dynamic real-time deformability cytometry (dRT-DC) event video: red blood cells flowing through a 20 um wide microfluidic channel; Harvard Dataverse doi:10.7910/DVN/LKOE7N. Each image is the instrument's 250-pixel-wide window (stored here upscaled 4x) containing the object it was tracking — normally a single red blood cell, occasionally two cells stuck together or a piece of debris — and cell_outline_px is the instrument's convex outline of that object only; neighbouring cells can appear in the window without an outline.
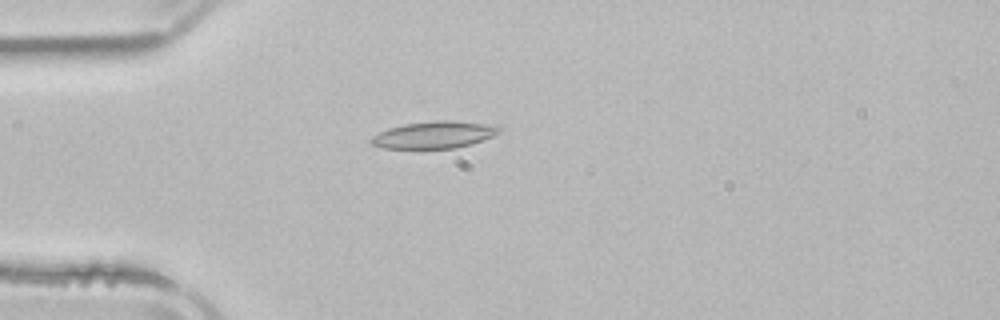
{"species": "common noctule bat (a hibernating species)", "species_latin": "Nyctalus noctula", "temperature_condition": "room temperature", "stored_images_in_passage": 1, "camera_frame_rate_fps": 3000, "um_per_image_px": 0.085, "animal": {"sex": "male", "body_mass_g": 21.5, "forearm_length_mm": 52.0}, "frame": {"image": 1, "passage_image": 1, "time_ms": 0.0, "image_size_px": [1000, 320], "cell_outline_px": [[500, 132], [492, 136], [472, 144], [456, 148], [384, 148], [372, 144], [368, 140], [372, 136], [388, 128], [404, 124], [436, 120], [452, 120], [496, 124], [500, 128]], "centroid_in_image_um": [36.93, 11.44], "position_along_channel_um": 48.1, "area_um2": 20.29}}